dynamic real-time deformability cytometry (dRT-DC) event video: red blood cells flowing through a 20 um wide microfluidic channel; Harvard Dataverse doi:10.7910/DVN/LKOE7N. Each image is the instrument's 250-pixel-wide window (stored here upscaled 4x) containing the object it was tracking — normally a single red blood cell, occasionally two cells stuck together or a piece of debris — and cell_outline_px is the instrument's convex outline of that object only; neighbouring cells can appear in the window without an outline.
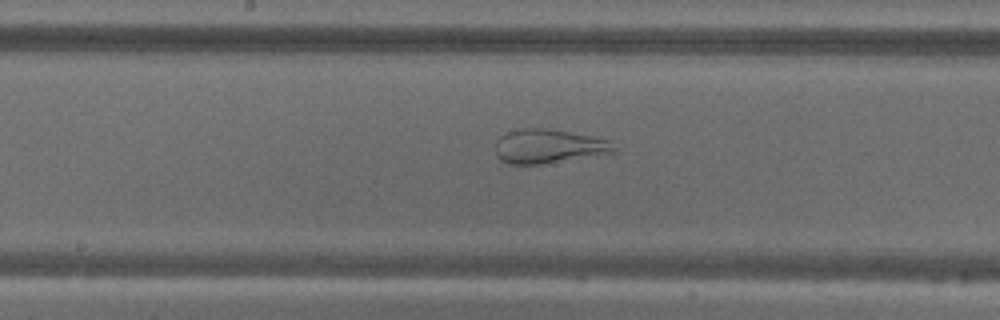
{"species": "common noctule bat (a hibernating species)", "species_latin": "Nyctalus noctula", "temperature_condition": "warm", "stored_images_in_passage": 47, "camera_frame_rate_fps": 3000, "um_per_image_px": 0.085, "animal": {"sex": "male", "body_mass_g": 18.8}, "frame": {"image": 1, "passage_image": 20, "time_ms": 6.333, "image_size_px": [1000, 320], "cell_outline_px": [[616, 152], [540, 164], [508, 164], [500, 160], [496, 156], [496, 140], [500, 136], [508, 132], [524, 128], [548, 128], [592, 136], [608, 140], [616, 148]], "centroid_in_image_um": [46.59, 12.43], "position_along_channel_um": 201.6, "area_um2": 23.41}}
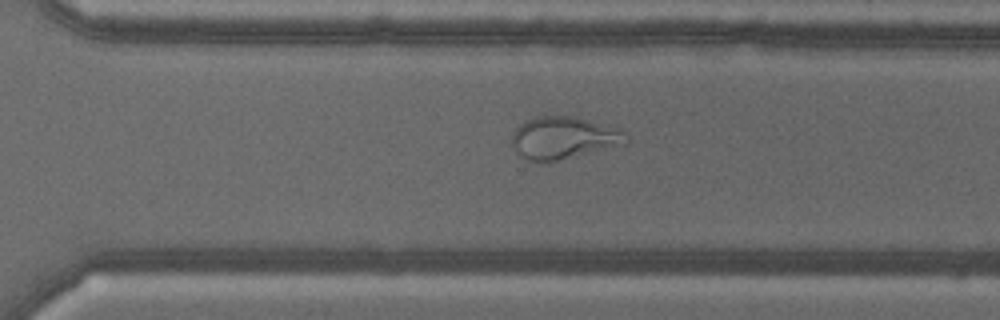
{"frame": {"image": 2, "passage_image": 30, "time_ms": 9.667, "image_size_px": [1000, 320], "cell_outline_px": [[632, 144], [544, 164], [528, 160], [520, 156], [516, 152], [512, 144], [512, 132], [520, 124], [536, 116], [576, 116], [620, 128], [628, 136]], "centroid_in_image_um": [47.99, 11.75], "position_along_channel_um": 322.6, "area_um2": 29.25}}
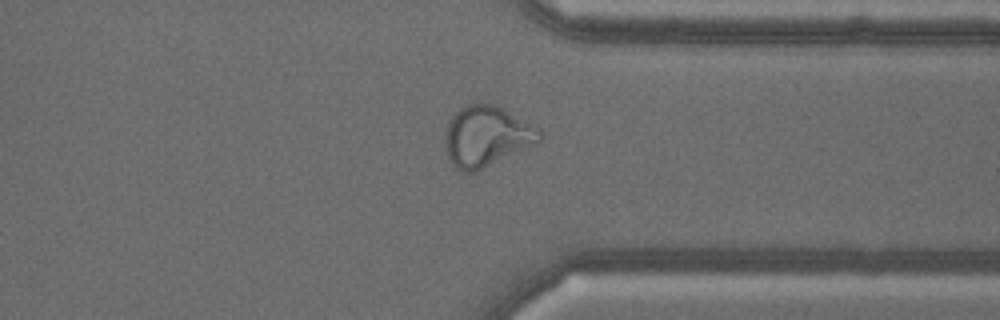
{"frame": {"image": 3, "passage_image": 34, "time_ms": 11.0, "image_size_px": [1000, 320], "cell_outline_px": [[540, 140], [536, 144], [476, 172], [460, 172], [452, 164], [448, 156], [444, 144], [444, 140], [448, 124], [452, 116], [460, 108], [468, 104], [496, 104], [504, 108], [540, 128]], "centroid_in_image_um": [41.36, 11.59], "position_along_channel_um": 370.0, "area_um2": 33.41}}